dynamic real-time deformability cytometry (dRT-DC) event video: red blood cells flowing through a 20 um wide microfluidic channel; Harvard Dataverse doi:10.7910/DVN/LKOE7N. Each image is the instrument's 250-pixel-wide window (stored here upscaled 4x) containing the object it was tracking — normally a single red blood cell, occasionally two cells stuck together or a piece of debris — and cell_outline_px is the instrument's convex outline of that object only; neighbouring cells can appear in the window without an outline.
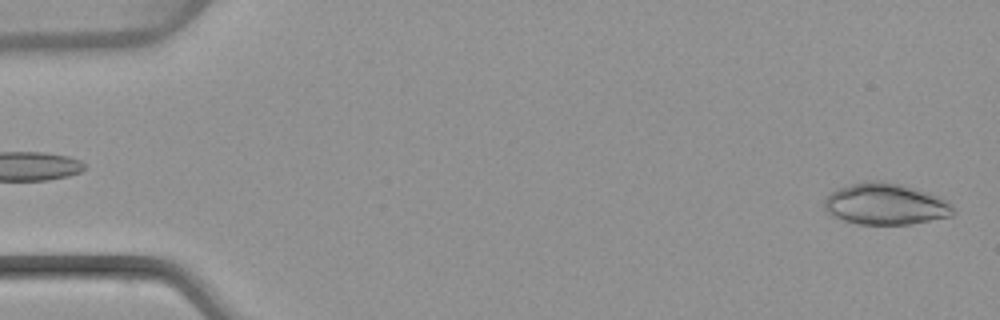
{"species": "common noctule bat (a hibernating species)", "species_latin": "Nyctalus noctula", "temperature_condition": "warm", "stored_images_in_passage": 49, "camera_frame_rate_fps": 3000, "um_per_image_px": 0.085, "animal": {"sex": "female", "body_mass_g": 22.7, "forearm_length_mm": 54.2}, "frame": {"image": 1, "passage_image": 1, "time_ms": 0.0, "image_size_px": [1000, 320], "cell_outline_px": [[956, 212], [952, 216], [908, 224], [860, 224], [844, 220], [832, 216], [824, 208], [824, 200], [836, 188], [864, 180], [880, 180], [900, 184], [928, 192], [944, 200]], "centroid_in_image_um": [75.22, 17.33], "position_along_channel_um": 9.8, "area_um2": 30.92}}
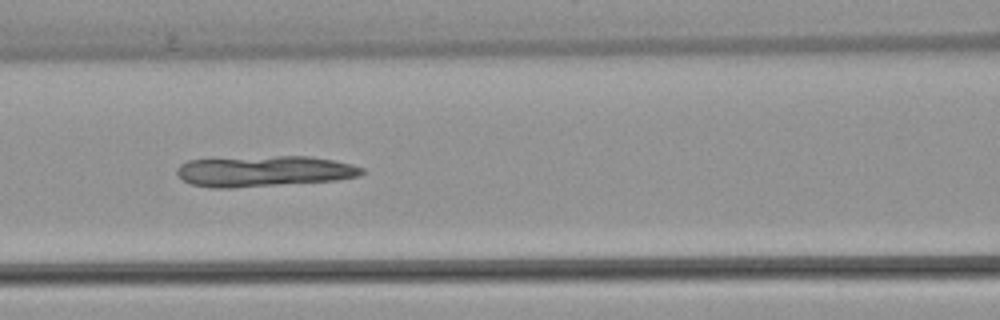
{"frame": {"image": 2, "passage_image": 21, "time_ms": 6.667, "image_size_px": [1000, 320], "cell_outline_px": [[368, 172], [360, 176], [336, 180], [232, 188], [212, 188], [192, 184], [184, 180], [176, 172], [176, 168], [180, 164], [188, 160], [276, 156], [308, 156], [332, 160], [352, 164], [364, 168]], "centroid_in_image_um": [22.49, 14.55], "position_along_channel_um": 144.1, "area_um2": 33.12}}
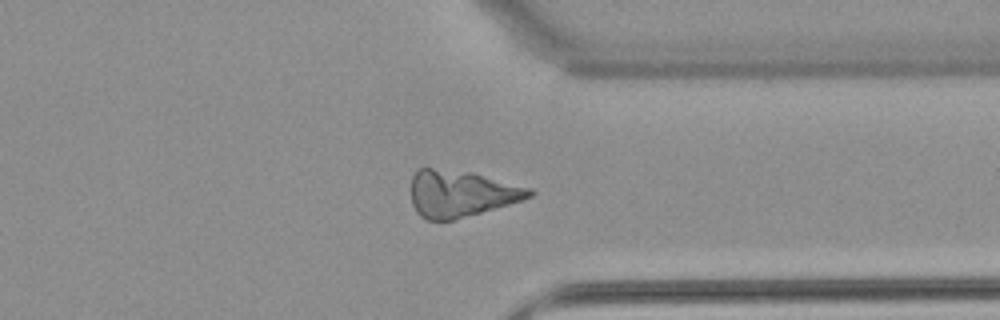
{"frame": {"image": 3, "passage_image": 38, "time_ms": 12.333, "image_size_px": [1000, 320], "cell_outline_px": [[536, 192], [532, 196], [496, 208], [456, 220], [428, 220], [420, 216], [416, 212], [412, 204], [412, 176], [420, 168], [432, 168], [472, 172], [532, 188]], "centroid_in_image_um": [39.19, 16.46], "position_along_channel_um": 372.2, "area_um2": 32.14}}